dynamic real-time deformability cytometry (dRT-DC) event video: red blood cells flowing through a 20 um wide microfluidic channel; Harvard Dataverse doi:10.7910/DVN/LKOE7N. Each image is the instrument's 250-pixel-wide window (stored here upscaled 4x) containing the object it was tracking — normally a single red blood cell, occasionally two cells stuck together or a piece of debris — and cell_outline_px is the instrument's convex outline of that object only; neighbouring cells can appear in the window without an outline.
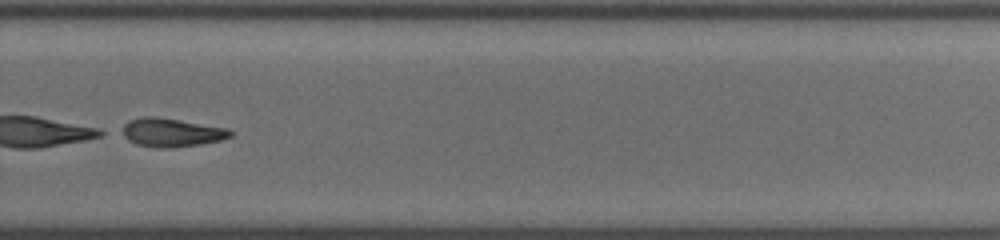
{"species": "common noctule bat (a hibernating species)", "species_latin": "Nyctalus noctula", "temperature_condition": "cold", "stored_images_in_passage": 53, "camera_frame_rate_fps": 3000, "um_per_image_px": 0.085, "animal": {"sex": "female", "body_mass_g": 19.5, "forearm_length_mm": 54.1}, "frame": {"image": 1, "passage_image": 39, "time_ms": 12.667, "image_size_px": [1000, 240], "cell_outline_px": [[232, 136], [220, 140], [200, 144], [172, 148], [156, 148], [136, 144], [128, 140], [116, 132], [128, 120], [144, 116], [156, 116], [228, 128], [232, 132]], "centroid_in_image_um": [14.48, 11.26], "position_along_channel_um": 315.3, "area_um2": 18.38}}